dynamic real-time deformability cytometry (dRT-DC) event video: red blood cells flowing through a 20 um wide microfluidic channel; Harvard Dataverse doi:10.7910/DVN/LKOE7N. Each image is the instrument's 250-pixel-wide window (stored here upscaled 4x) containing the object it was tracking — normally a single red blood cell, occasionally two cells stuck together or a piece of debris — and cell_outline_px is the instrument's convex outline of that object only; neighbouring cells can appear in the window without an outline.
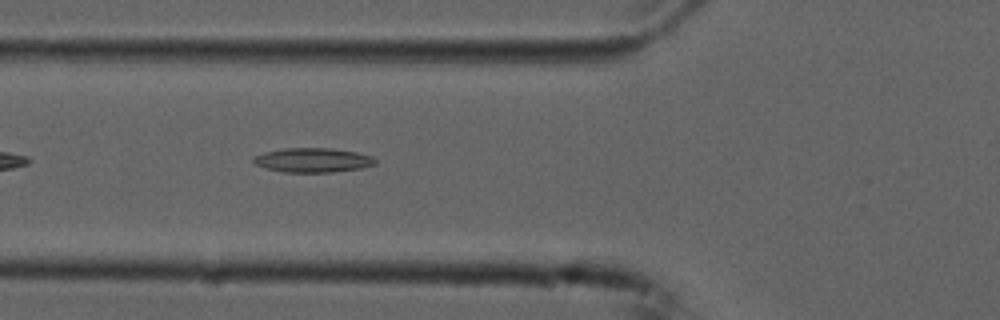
{"species": "common noctule bat (a hibernating species)", "species_latin": "Nyctalus noctula", "temperature_condition": "cold", "stored_images_in_passage": 12, "camera_frame_rate_fps": 3000, "um_per_image_px": 0.085, "animal": {"sex": "male", "forearm_length_mm": 52.5}, "frame": {"image": 1, "passage_image": 5, "time_ms": 1.333, "image_size_px": [1000, 320], "cell_outline_px": [[376, 164], [364, 168], [332, 172], [284, 172], [264, 168], [256, 164], [252, 160], [252, 156], [264, 152], [284, 148], [332, 148], [356, 152], [372, 156], [376, 160]], "centroid_in_image_um": [26.59, 13.61], "position_along_channel_um": 99.2, "area_um2": 17.46}}
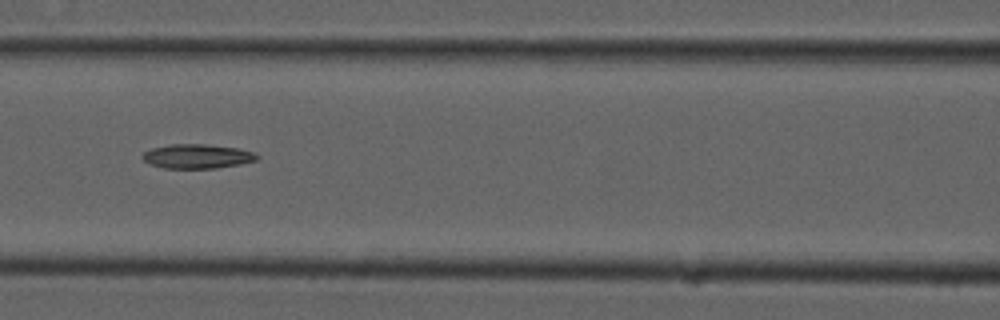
{"frame": {"image": 2, "passage_image": 9, "time_ms": 2.667, "image_size_px": [1000, 320], "cell_outline_px": [[260, 156], [256, 160], [240, 164], [216, 168], [164, 168], [148, 164], [140, 156], [144, 152], [152, 148], [172, 144], [204, 144], [236, 148], [252, 152]], "centroid_in_image_um": [16.72, 13.29], "position_along_channel_um": 149.9, "area_um2": 16.13}}